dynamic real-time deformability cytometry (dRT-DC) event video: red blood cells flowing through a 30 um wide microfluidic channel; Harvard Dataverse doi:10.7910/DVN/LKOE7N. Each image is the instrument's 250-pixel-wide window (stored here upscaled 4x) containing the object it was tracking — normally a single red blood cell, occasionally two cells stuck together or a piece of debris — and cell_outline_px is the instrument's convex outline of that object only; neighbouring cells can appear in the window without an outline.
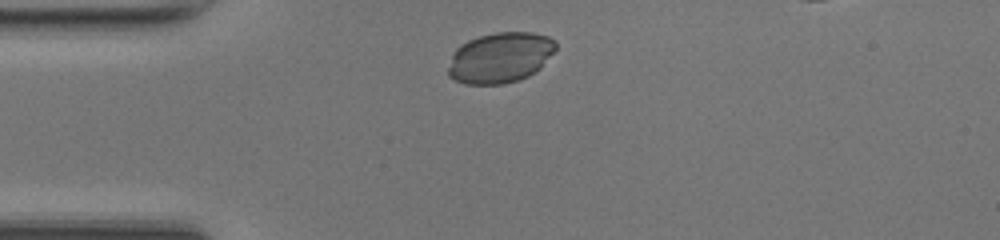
{"species": "common noctule bat (a hibernating species)", "species_latin": "Nyctalus noctula", "temperature_condition": "room temperature", "stored_images_in_passage": 31, "camera_frame_rate_fps": 3000, "um_per_image_px": 0.085, "animal": {"sex": "female", "body_mass_g": 17.0, "forearm_length_mm": 48.0}, "frame": {"image": 1, "passage_image": 1, "time_ms": 0.0, "image_size_px": [1000, 240], "cell_outline_px": [[556, 48], [540, 68], [528, 76], [504, 84], [464, 84], [448, 76], [448, 68], [452, 56], [456, 48], [460, 44], [468, 40], [480, 36], [496, 32], [532, 32], [548, 36], [556, 44]], "centroid_in_image_um": [42.49, 4.89], "position_along_channel_um": 42.5, "area_um2": 31.5}}